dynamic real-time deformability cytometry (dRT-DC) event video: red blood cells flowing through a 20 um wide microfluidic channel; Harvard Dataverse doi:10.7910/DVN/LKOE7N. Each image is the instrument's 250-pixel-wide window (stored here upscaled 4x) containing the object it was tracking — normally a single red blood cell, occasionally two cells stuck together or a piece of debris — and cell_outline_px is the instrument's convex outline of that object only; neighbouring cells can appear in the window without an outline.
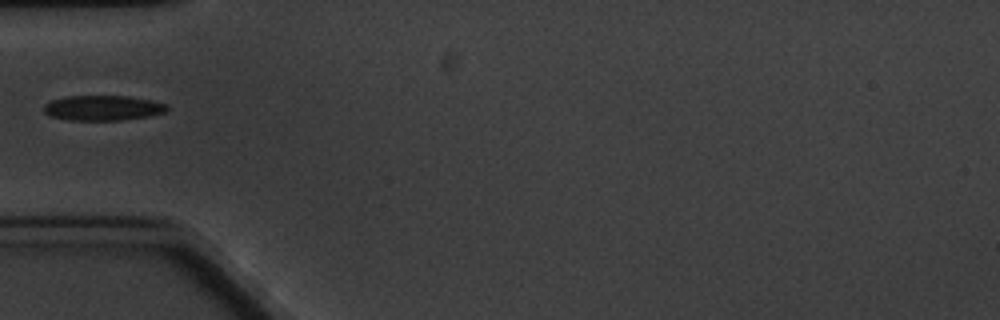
{"species": "common noctule bat (a hibernating species)", "species_latin": "Nyctalus noctula", "temperature_condition": "cold", "stored_images_in_passage": 1, "camera_frame_rate_fps": 3000, "um_per_image_px": 0.085, "animal": {"sex": "male", "body_mass_g": 20.1, "forearm_length_mm": 53.5}, "frame": {"image": 1, "passage_image": 1, "time_ms": 0.0, "image_size_px": [1000, 320], "cell_outline_px": [[168, 108], [164, 112], [148, 116], [120, 120], [68, 120], [52, 116], [44, 112], [44, 104], [52, 100], [64, 96], [128, 96], [152, 100], [168, 104]], "centroid_in_image_um": [8.74, 9.16], "position_along_channel_um": 76.3, "area_um2": 17.98}}